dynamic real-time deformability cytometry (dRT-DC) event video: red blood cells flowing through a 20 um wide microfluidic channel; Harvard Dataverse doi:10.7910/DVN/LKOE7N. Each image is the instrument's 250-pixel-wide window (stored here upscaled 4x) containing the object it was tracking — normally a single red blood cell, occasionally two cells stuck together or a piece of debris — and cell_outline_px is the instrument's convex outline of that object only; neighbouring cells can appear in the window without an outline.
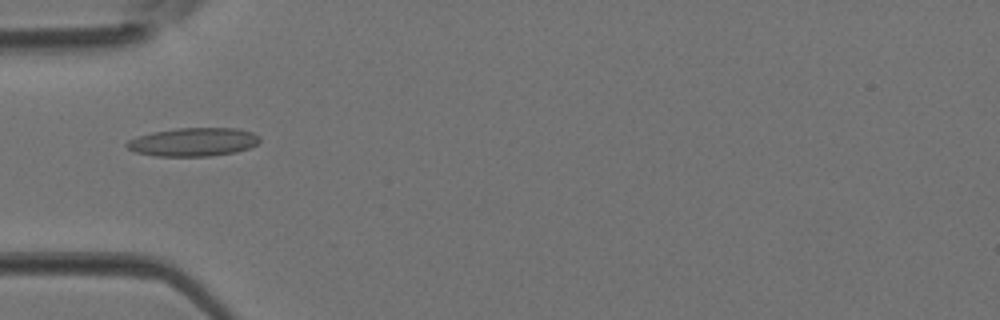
{"species": "Egyptian fruit bat (a non-hibernating species)", "species_latin": "Rousettus aegyptiacus", "temperature_condition": "room temperature", "stored_images_in_passage": 4, "camera_frame_rate_fps": 3000, "um_per_image_px": 0.085, "animal": {"sex": "female"}, "frame": {"image": 1, "passage_image": 4, "time_ms": 1.0, "image_size_px": [1000, 320], "cell_outline_px": [[260, 140], [256, 144], [248, 148], [236, 152], [208, 156], [156, 156], [136, 152], [128, 148], [124, 144], [128, 140], [136, 136], [152, 132], [176, 128], [236, 128], [252, 132], [260, 136]], "centroid_in_image_um": [16.41, 12.06], "position_along_channel_um": 68.6, "area_um2": 22.08}}